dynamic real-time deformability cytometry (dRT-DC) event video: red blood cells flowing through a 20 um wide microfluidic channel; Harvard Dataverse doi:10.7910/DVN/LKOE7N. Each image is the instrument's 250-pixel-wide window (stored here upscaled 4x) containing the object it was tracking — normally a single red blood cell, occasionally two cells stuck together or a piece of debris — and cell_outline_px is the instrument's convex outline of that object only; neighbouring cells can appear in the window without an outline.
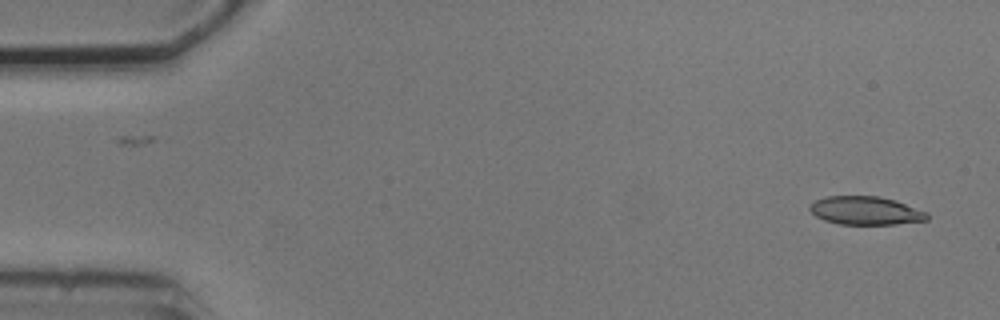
{"species": "common noctule bat (a hibernating species)", "species_latin": "Nyctalus noctula", "temperature_condition": "cold", "stored_images_in_passage": 3, "camera_frame_rate_fps": 3000, "um_per_image_px": 0.085, "animal": {"sex": "male", "body_mass_g": 20.5, "forearm_length_mm": 52.5}, "frame": {"image": 1, "passage_image": 3, "time_ms": 2.333, "image_size_px": [1000, 320], "cell_outline_px": [[928, 220], [896, 224], [840, 224], [824, 220], [816, 216], [808, 208], [808, 204], [816, 200], [828, 196], [880, 196], [896, 200], [928, 212]], "centroid_in_image_um": [73.59, 17.9], "position_along_channel_um": 11.4, "area_um2": 19.48}}